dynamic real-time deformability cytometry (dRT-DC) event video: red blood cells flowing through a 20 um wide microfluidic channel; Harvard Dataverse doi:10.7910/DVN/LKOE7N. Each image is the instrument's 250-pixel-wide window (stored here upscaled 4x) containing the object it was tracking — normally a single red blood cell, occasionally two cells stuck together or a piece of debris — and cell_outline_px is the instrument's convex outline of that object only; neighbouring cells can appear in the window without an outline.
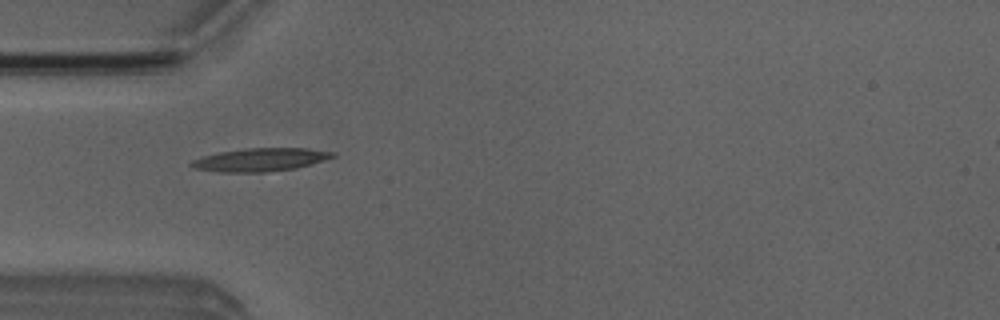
{"species": "Egyptian fruit bat (a non-hibernating species)", "species_latin": "Rousettus aegyptiacus", "temperature_condition": "room temperature", "stored_images_in_passage": 5, "camera_frame_rate_fps": 3000, "um_per_image_px": 0.085, "animal": {"sex": "male"}, "frame": {"image": 1, "passage_image": 1, "time_ms": 0.0, "image_size_px": [1000, 320], "cell_outline_px": [[336, 156], [324, 160], [296, 168], [264, 172], [216, 172], [192, 168], [188, 164], [192, 160], [204, 156], [220, 152], [244, 148], [304, 148], [336, 152]], "centroid_in_image_um": [22.1, 13.57], "position_along_channel_um": 62.9, "area_um2": 19.07}}
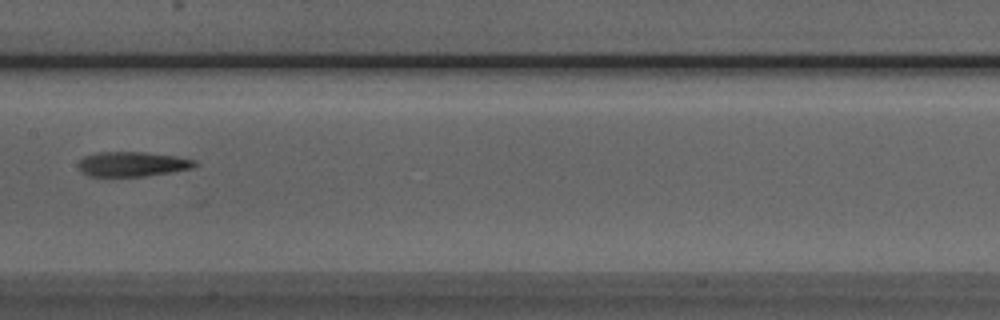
{"frame": {"image": 2, "passage_image": 4, "time_ms": 3.333, "image_size_px": [1000, 320], "cell_outline_px": [[200, 164], [192, 168], [172, 172], [144, 176], [88, 176], [80, 168], [80, 160], [84, 156], [96, 152], [144, 152], [176, 156], [196, 160]], "centroid_in_image_um": [11.31, 13.94], "position_along_channel_um": 196.1, "area_um2": 16.76}}
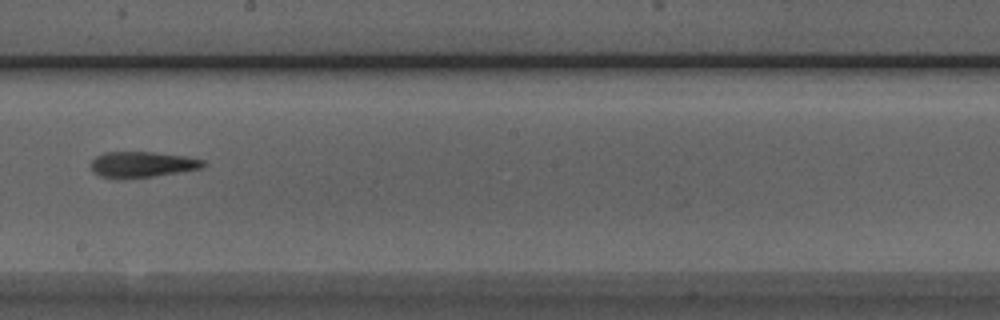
{"frame": {"image": 3, "passage_image": 5, "time_ms": 4.333, "image_size_px": [1000, 320], "cell_outline_px": [[208, 164], [200, 168], [152, 176], [100, 176], [92, 168], [92, 160], [96, 156], [104, 152], [152, 152], [184, 156], [204, 160]], "centroid_in_image_um": [12.13, 13.93], "position_along_channel_um": 236.1, "area_um2": 16.01}}